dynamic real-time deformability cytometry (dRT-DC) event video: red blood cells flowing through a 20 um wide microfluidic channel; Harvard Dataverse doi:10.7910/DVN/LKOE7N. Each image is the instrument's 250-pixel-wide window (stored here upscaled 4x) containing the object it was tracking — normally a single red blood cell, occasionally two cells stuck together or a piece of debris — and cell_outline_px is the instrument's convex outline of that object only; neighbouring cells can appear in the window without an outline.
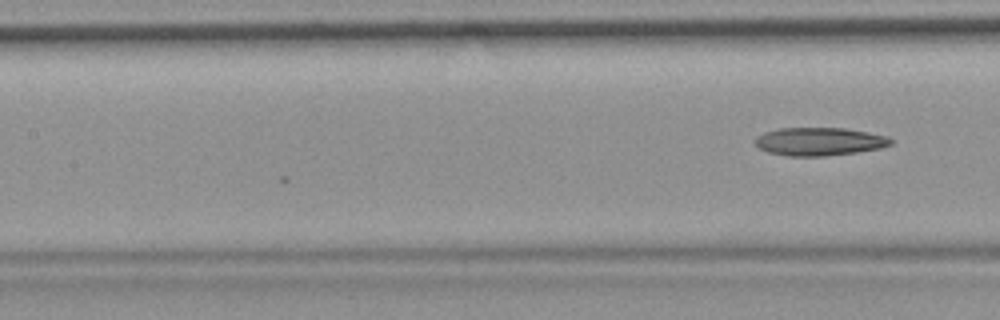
{"species": "common noctule bat (a hibernating species)", "species_latin": "Nyctalus noctula", "temperature_condition": "room temperature", "stored_images_in_passage": 5, "camera_frame_rate_fps": 3000, "um_per_image_px": 0.085, "animal": {"sex": "female", "body_mass_g": 19.9}, "frame": {"image": 1, "passage_image": 5, "time_ms": 1.333, "image_size_px": [1000, 320], "cell_outline_px": [[892, 144], [880, 148], [856, 152], [824, 156], [788, 156], [768, 152], [756, 148], [752, 140], [756, 136], [764, 132], [780, 128], [844, 128], [868, 132], [888, 136], [892, 140]], "centroid_in_image_um": [69.58, 12.03], "position_along_channel_um": 137.8, "area_um2": 22.43}}